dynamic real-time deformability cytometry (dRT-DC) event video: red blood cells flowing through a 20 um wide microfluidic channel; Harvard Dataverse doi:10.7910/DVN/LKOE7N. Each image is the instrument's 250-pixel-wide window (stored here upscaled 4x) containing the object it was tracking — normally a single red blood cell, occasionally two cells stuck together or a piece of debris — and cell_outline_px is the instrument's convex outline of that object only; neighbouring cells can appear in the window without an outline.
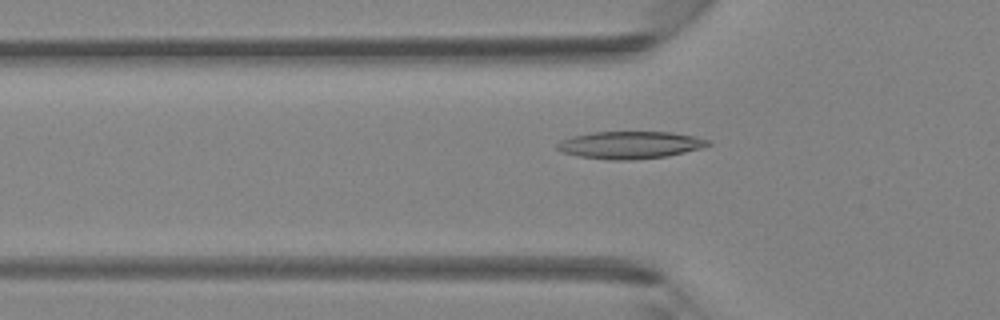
{"species": "Egyptian fruit bat (a non-hibernating species)", "species_latin": "Rousettus aegyptiacus", "temperature_condition": "room temperature", "stored_images_in_passage": 44, "camera_frame_rate_fps": 3000, "um_per_image_px": 0.085, "animal": {"sex": "female"}, "frame": {"image": 1, "passage_image": 15, "time_ms": 4.667, "image_size_px": [1000, 320], "cell_outline_px": [[712, 144], [700, 148], [684, 152], [664, 156], [632, 160], [608, 160], [580, 156], [564, 152], [556, 148], [556, 144], [560, 140], [572, 136], [592, 132], [672, 132], [692, 136], [708, 140]], "centroid_in_image_um": [53.52, 12.32], "position_along_channel_um": 72.3, "area_um2": 23.81}}
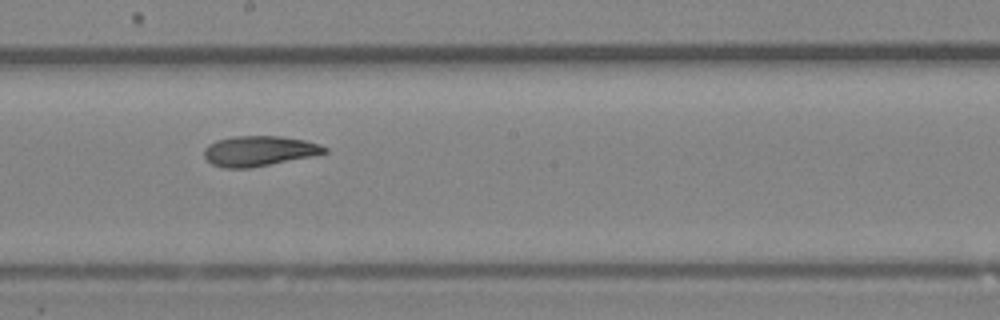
{"frame": {"image": 2, "passage_image": 25, "time_ms": 8.0, "image_size_px": [1000, 320], "cell_outline_px": [[328, 152], [312, 156], [248, 168], [224, 168], [212, 164], [204, 156], [204, 148], [208, 144], [216, 140], [232, 136], [280, 136], [304, 140], [320, 144], [328, 148]], "centroid_in_image_um": [22.0, 12.82], "position_along_channel_um": 226.2, "area_um2": 21.15}}
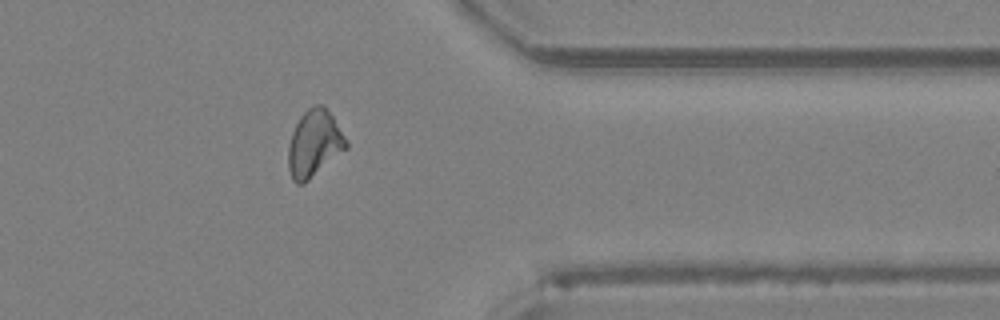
{"frame": {"image": 3, "passage_image": 36, "time_ms": 11.667, "image_size_px": [1000, 320], "cell_outline_px": [[348, 148], [304, 184], [296, 184], [292, 180], [288, 168], [288, 148], [292, 132], [300, 116], [308, 108], [316, 104], [324, 104], [348, 140]], "centroid_in_image_um": [26.72, 12.21], "position_along_channel_um": 384.7, "area_um2": 22.72}}